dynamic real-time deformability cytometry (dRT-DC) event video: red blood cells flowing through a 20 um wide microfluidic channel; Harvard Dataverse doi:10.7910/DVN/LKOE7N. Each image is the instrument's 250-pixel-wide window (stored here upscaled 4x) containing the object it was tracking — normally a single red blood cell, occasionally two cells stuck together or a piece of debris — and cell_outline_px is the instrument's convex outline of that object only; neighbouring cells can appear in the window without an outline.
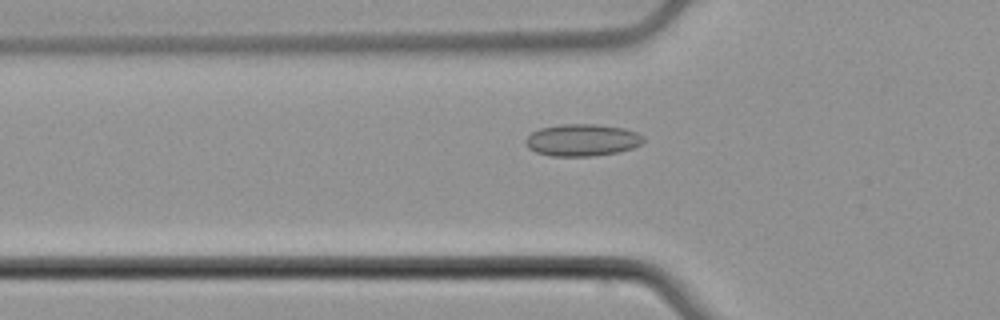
{"species": "common noctule bat (a hibernating species)", "species_latin": "Nyctalus noctula", "temperature_condition": "cold", "stored_images_in_passage": 52, "camera_frame_rate_fps": 3000, "um_per_image_px": 0.085, "animal": {"sex": "male", "body_mass_g": 21.5, "forearm_length_mm": 52.0}, "frame": {"image": 1, "passage_image": 18, "time_ms": 5.667, "image_size_px": [1000, 320], "cell_outline_px": [[644, 140], [640, 144], [632, 148], [616, 152], [592, 156], [552, 156], [536, 152], [528, 148], [524, 144], [524, 140], [532, 132], [540, 128], [560, 124], [596, 124], [624, 128], [636, 132], [644, 136]], "centroid_in_image_um": [49.45, 11.9], "position_along_channel_um": 76.3, "area_um2": 22.02}}
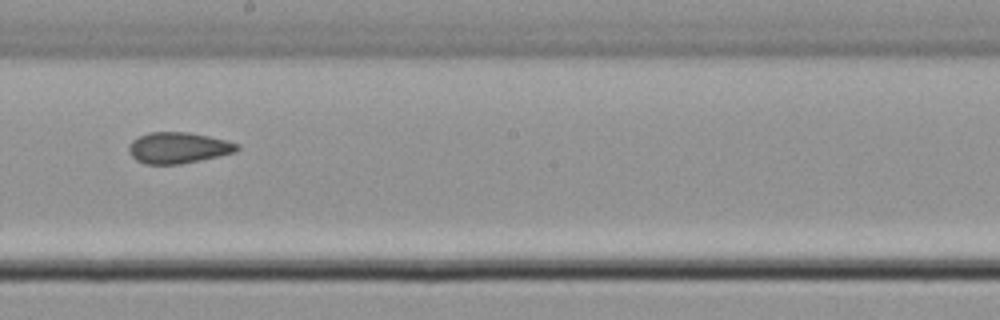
{"frame": {"image": 2, "passage_image": 30, "time_ms": 9.667, "image_size_px": [1000, 320], "cell_outline_px": [[240, 148], [236, 152], [180, 164], [144, 164], [136, 160], [128, 152], [128, 144], [132, 140], [148, 132], [188, 132], [208, 136], [240, 144]], "centroid_in_image_um": [15.12, 12.56], "position_along_channel_um": 233.1, "area_um2": 19.59}}
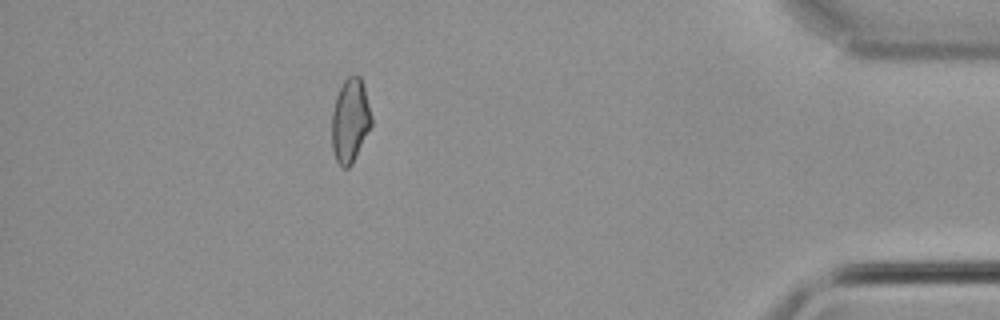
{"frame": {"image": 3, "passage_image": 47, "time_ms": 15.333, "image_size_px": [1000, 320], "cell_outline_px": [[372, 124], [352, 164], [348, 168], [340, 168], [332, 152], [332, 112], [336, 96], [344, 80], [348, 76], [360, 76], [364, 84], [372, 116]], "centroid_in_image_um": [29.76, 10.26], "position_along_channel_um": 405.4, "area_um2": 19.54}, "authors_computed_cell_mechanics": {"area_um2": 19.7098, "velocity_mm_per_s": 3.9137, "shape_relaxation_time_tau1_ms": null, "shape_relaxation_time_tau2_ms": 3.073, "deformation_change_tau1": null, "deformation_change_tau2": 0.0919}}